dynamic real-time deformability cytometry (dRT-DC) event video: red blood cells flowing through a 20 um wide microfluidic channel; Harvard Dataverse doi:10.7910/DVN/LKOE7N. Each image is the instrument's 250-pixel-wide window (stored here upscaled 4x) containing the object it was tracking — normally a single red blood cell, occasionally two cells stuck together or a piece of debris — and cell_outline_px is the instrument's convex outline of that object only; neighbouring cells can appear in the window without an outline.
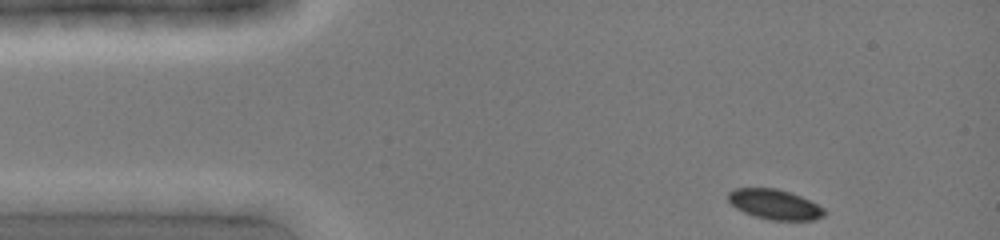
{"species": "common noctule bat (a hibernating species)", "species_latin": "Nyctalus noctula", "temperature_condition": "cold", "stored_images_in_passage": 9, "camera_frame_rate_fps": 3000, "um_per_image_px": 0.085, "animal": {"sex": "female", "body_mass_g": 19.0, "forearm_length_mm": 51.5}, "frame": {"image": 1, "passage_image": 1, "time_ms": 0.0, "image_size_px": [1000, 240], "cell_outline_px": [[824, 216], [816, 220], [772, 220], [756, 216], [744, 212], [736, 208], [728, 200], [728, 192], [736, 188], [776, 188], [792, 192], [824, 208]], "centroid_in_image_um": [65.85, 17.37], "position_along_channel_um": 19.2, "area_um2": 16.7}}